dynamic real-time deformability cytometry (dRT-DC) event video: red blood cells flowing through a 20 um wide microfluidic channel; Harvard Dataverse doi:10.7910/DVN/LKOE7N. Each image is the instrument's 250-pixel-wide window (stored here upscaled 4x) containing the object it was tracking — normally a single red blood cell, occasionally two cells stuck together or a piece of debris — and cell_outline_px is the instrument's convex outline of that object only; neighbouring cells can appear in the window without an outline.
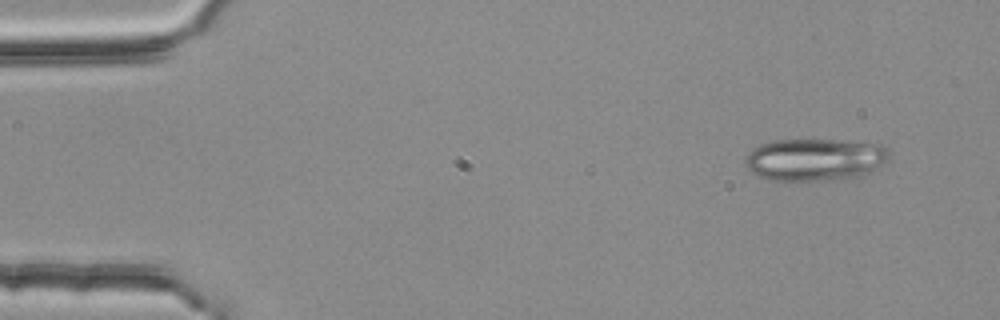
{"species": "common noctule bat (a hibernating species)", "species_latin": "Nyctalus noctula", "temperature_condition": "room temperature", "stored_images_in_passage": 3, "camera_frame_rate_fps": 3000, "um_per_image_px": 0.085, "animal": {"sex": "female", "body_mass_g": 25.1}, "frame": {"image": 1, "passage_image": 1, "time_ms": 0.0, "image_size_px": [1000, 320], "cell_outline_px": [[892, 156], [888, 160], [876, 168], [860, 176], [840, 180], [768, 180], [756, 176], [748, 168], [744, 160], [744, 156], [752, 148], [760, 144], [772, 140], [832, 140], [884, 144], [888, 148]], "centroid_in_image_um": [69.26, 13.56], "position_along_channel_um": 15.7, "area_um2": 35.95}}